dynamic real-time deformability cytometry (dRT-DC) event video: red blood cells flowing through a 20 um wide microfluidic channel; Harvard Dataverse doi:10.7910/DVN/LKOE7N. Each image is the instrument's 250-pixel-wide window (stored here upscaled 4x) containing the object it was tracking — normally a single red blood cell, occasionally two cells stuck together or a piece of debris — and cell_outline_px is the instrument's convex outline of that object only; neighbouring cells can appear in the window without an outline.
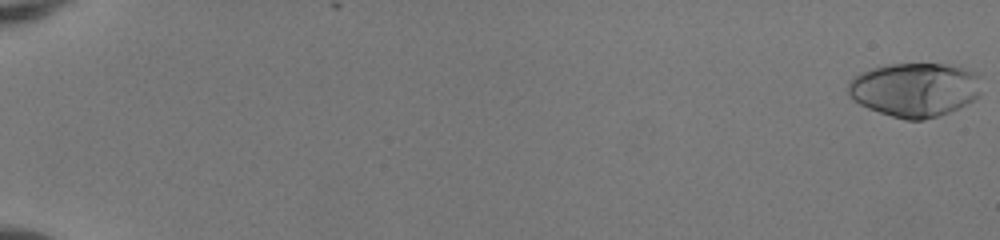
{"species": "human", "species_latin": "Homo sapiens", "temperature_condition": "room temperature", "stored_images_in_passage": 53, "camera_frame_rate_fps": 3000, "um_per_image_px": 0.085, "donor": {"sex": "female"}, "frame": {"image": 1, "passage_image": 1, "time_ms": 0.0, "image_size_px": [1000, 240], "cell_outline_px": [[980, 92], [972, 100], [960, 108], [940, 116], [924, 120], [904, 120], [868, 108], [852, 100], [848, 96], [848, 80], [852, 76], [860, 72], [884, 64], [944, 64], [980, 72]], "centroid_in_image_um": [77.74, 7.62], "position_along_channel_um": 7.3, "area_um2": 42.48}}
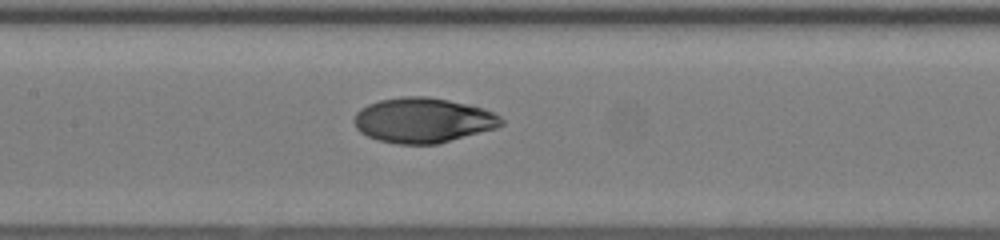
{"frame": {"image": 2, "passage_image": 29, "time_ms": 9.333, "image_size_px": [1000, 240], "cell_outline_px": [[504, 124], [496, 128], [436, 144], [396, 144], [376, 140], [360, 132], [356, 128], [352, 120], [356, 112], [360, 108], [368, 104], [380, 100], [400, 96], [428, 96], [468, 104], [484, 108], [500, 116], [504, 120]], "centroid_in_image_um": [35.93, 10.22], "position_along_channel_um": 171.5, "area_um2": 38.84}}
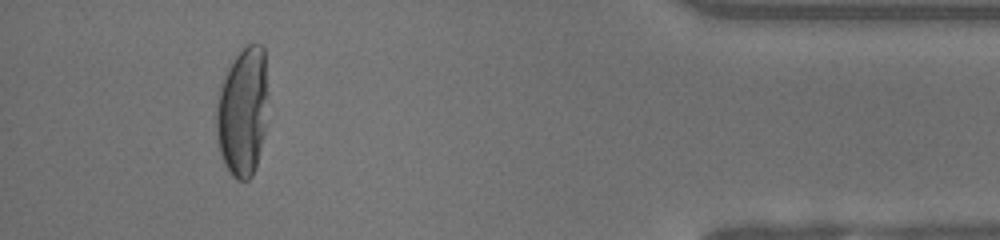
{"frame": {"image": 3, "passage_image": 50, "time_ms": 16.333, "image_size_px": [1000, 240], "cell_outline_px": [[264, 132], [256, 164], [252, 176], [248, 180], [236, 180], [228, 172], [224, 164], [220, 152], [216, 136], [216, 104], [220, 84], [232, 60], [248, 44], [260, 44], [264, 48]], "centroid_in_image_um": [20.55, 9.55], "position_along_channel_um": 414.6, "area_um2": 37.86}, "authors_computed_cell_mechanics": {"area_um2": 38.8416, "velocity_mm_per_s": 4.0975, "shape_relaxation_time_tau1_ms": 3.7932, "shape_relaxation_time_tau2_ms": 1.2839, "deformation_change_tau1": 0.2442, "deformation_change_tau2": 0.0198}}